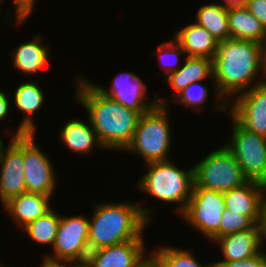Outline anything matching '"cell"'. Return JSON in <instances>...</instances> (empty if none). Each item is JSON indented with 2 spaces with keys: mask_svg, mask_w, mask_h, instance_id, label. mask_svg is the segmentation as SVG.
I'll use <instances>...</instances> for the list:
<instances>
[{
  "mask_svg": "<svg viewBox=\"0 0 266 267\" xmlns=\"http://www.w3.org/2000/svg\"><path fill=\"white\" fill-rule=\"evenodd\" d=\"M213 79L228 104L237 95L266 82L265 46L233 38L219 42L213 58Z\"/></svg>",
  "mask_w": 266,
  "mask_h": 267,
  "instance_id": "obj_1",
  "label": "cell"
},
{
  "mask_svg": "<svg viewBox=\"0 0 266 267\" xmlns=\"http://www.w3.org/2000/svg\"><path fill=\"white\" fill-rule=\"evenodd\" d=\"M75 101L83 106L88 120L105 150L124 152L131 144L142 114L103 95L85 76L75 73Z\"/></svg>",
  "mask_w": 266,
  "mask_h": 267,
  "instance_id": "obj_2",
  "label": "cell"
},
{
  "mask_svg": "<svg viewBox=\"0 0 266 267\" xmlns=\"http://www.w3.org/2000/svg\"><path fill=\"white\" fill-rule=\"evenodd\" d=\"M92 206L89 219L90 252L126 241L145 240L144 230L154 221L153 212L156 210L139 201L125 200L113 203L100 201Z\"/></svg>",
  "mask_w": 266,
  "mask_h": 267,
  "instance_id": "obj_3",
  "label": "cell"
},
{
  "mask_svg": "<svg viewBox=\"0 0 266 267\" xmlns=\"http://www.w3.org/2000/svg\"><path fill=\"white\" fill-rule=\"evenodd\" d=\"M171 160L145 164L147 171L137 180L136 187L162 204H177L174 213L180 215L192 195L194 168L177 166Z\"/></svg>",
  "mask_w": 266,
  "mask_h": 267,
  "instance_id": "obj_4",
  "label": "cell"
},
{
  "mask_svg": "<svg viewBox=\"0 0 266 267\" xmlns=\"http://www.w3.org/2000/svg\"><path fill=\"white\" fill-rule=\"evenodd\" d=\"M167 100L157 95L158 105L141 115L132 142L124 151L139 155L144 164L171 159L173 132Z\"/></svg>",
  "mask_w": 266,
  "mask_h": 267,
  "instance_id": "obj_5",
  "label": "cell"
},
{
  "mask_svg": "<svg viewBox=\"0 0 266 267\" xmlns=\"http://www.w3.org/2000/svg\"><path fill=\"white\" fill-rule=\"evenodd\" d=\"M194 184L209 190L225 192L246 184L249 179L233 154L223 144L193 165Z\"/></svg>",
  "mask_w": 266,
  "mask_h": 267,
  "instance_id": "obj_6",
  "label": "cell"
},
{
  "mask_svg": "<svg viewBox=\"0 0 266 267\" xmlns=\"http://www.w3.org/2000/svg\"><path fill=\"white\" fill-rule=\"evenodd\" d=\"M50 254L43 259L52 263H70L83 267L86 264L89 249V219L86 215L60 216L55 242Z\"/></svg>",
  "mask_w": 266,
  "mask_h": 267,
  "instance_id": "obj_7",
  "label": "cell"
},
{
  "mask_svg": "<svg viewBox=\"0 0 266 267\" xmlns=\"http://www.w3.org/2000/svg\"><path fill=\"white\" fill-rule=\"evenodd\" d=\"M225 208L223 192L194 184L187 207L180 216L185 224L201 232L210 243H214L220 238V222Z\"/></svg>",
  "mask_w": 266,
  "mask_h": 267,
  "instance_id": "obj_8",
  "label": "cell"
},
{
  "mask_svg": "<svg viewBox=\"0 0 266 267\" xmlns=\"http://www.w3.org/2000/svg\"><path fill=\"white\" fill-rule=\"evenodd\" d=\"M230 119L232 129L225 147L249 180L266 184V137L247 131L231 115Z\"/></svg>",
  "mask_w": 266,
  "mask_h": 267,
  "instance_id": "obj_9",
  "label": "cell"
},
{
  "mask_svg": "<svg viewBox=\"0 0 266 267\" xmlns=\"http://www.w3.org/2000/svg\"><path fill=\"white\" fill-rule=\"evenodd\" d=\"M36 134L24 135V179L26 192L53 197L57 189V170L51 157L36 142Z\"/></svg>",
  "mask_w": 266,
  "mask_h": 267,
  "instance_id": "obj_10",
  "label": "cell"
},
{
  "mask_svg": "<svg viewBox=\"0 0 266 267\" xmlns=\"http://www.w3.org/2000/svg\"><path fill=\"white\" fill-rule=\"evenodd\" d=\"M103 95L137 112H148L158 105L157 96L148 99V85L131 71L117 73L109 89L90 81Z\"/></svg>",
  "mask_w": 266,
  "mask_h": 267,
  "instance_id": "obj_11",
  "label": "cell"
},
{
  "mask_svg": "<svg viewBox=\"0 0 266 267\" xmlns=\"http://www.w3.org/2000/svg\"><path fill=\"white\" fill-rule=\"evenodd\" d=\"M24 135L12 137L0 148V202L26 192L24 179Z\"/></svg>",
  "mask_w": 266,
  "mask_h": 267,
  "instance_id": "obj_12",
  "label": "cell"
},
{
  "mask_svg": "<svg viewBox=\"0 0 266 267\" xmlns=\"http://www.w3.org/2000/svg\"><path fill=\"white\" fill-rule=\"evenodd\" d=\"M228 111L247 131L266 137V82L237 95Z\"/></svg>",
  "mask_w": 266,
  "mask_h": 267,
  "instance_id": "obj_13",
  "label": "cell"
},
{
  "mask_svg": "<svg viewBox=\"0 0 266 267\" xmlns=\"http://www.w3.org/2000/svg\"><path fill=\"white\" fill-rule=\"evenodd\" d=\"M164 82L167 81L169 87L173 90L171 93L172 101L183 89L197 81H205L206 79H210L211 83L213 81V90L214 94V104L212 107L216 112H228V103L219 95L216 90V86L214 84L213 79V59L207 57H185L183 59V63H181V67L169 74ZM216 100V101H215Z\"/></svg>",
  "mask_w": 266,
  "mask_h": 267,
  "instance_id": "obj_14",
  "label": "cell"
},
{
  "mask_svg": "<svg viewBox=\"0 0 266 267\" xmlns=\"http://www.w3.org/2000/svg\"><path fill=\"white\" fill-rule=\"evenodd\" d=\"M145 240H132L91 251L83 267H139L148 257Z\"/></svg>",
  "mask_w": 266,
  "mask_h": 267,
  "instance_id": "obj_15",
  "label": "cell"
},
{
  "mask_svg": "<svg viewBox=\"0 0 266 267\" xmlns=\"http://www.w3.org/2000/svg\"><path fill=\"white\" fill-rule=\"evenodd\" d=\"M13 96H11L12 106H15L18 111L24 113L21 122L18 124L16 130L13 131L11 137L22 136L25 134H36V121L34 116L39 112L45 103L46 95L42 86L36 80H24L15 87Z\"/></svg>",
  "mask_w": 266,
  "mask_h": 267,
  "instance_id": "obj_16",
  "label": "cell"
},
{
  "mask_svg": "<svg viewBox=\"0 0 266 267\" xmlns=\"http://www.w3.org/2000/svg\"><path fill=\"white\" fill-rule=\"evenodd\" d=\"M44 41L41 34H35L29 41L18 44L10 52L12 68L26 76V79L38 75L52 58L49 54L50 43L46 44Z\"/></svg>",
  "mask_w": 266,
  "mask_h": 267,
  "instance_id": "obj_17",
  "label": "cell"
},
{
  "mask_svg": "<svg viewBox=\"0 0 266 267\" xmlns=\"http://www.w3.org/2000/svg\"><path fill=\"white\" fill-rule=\"evenodd\" d=\"M213 244L219 247L222 259L215 262H231L250 258L259 253L263 246L258 224L253 228L238 231L218 238Z\"/></svg>",
  "mask_w": 266,
  "mask_h": 267,
  "instance_id": "obj_18",
  "label": "cell"
},
{
  "mask_svg": "<svg viewBox=\"0 0 266 267\" xmlns=\"http://www.w3.org/2000/svg\"><path fill=\"white\" fill-rule=\"evenodd\" d=\"M52 197L38 193H22L3 204L4 210L19 229L46 214L54 206Z\"/></svg>",
  "mask_w": 266,
  "mask_h": 267,
  "instance_id": "obj_19",
  "label": "cell"
},
{
  "mask_svg": "<svg viewBox=\"0 0 266 267\" xmlns=\"http://www.w3.org/2000/svg\"><path fill=\"white\" fill-rule=\"evenodd\" d=\"M84 121L78 117L68 119L59 131V142L61 140L70 152L78 154L79 157L97 149L105 151L90 121Z\"/></svg>",
  "mask_w": 266,
  "mask_h": 267,
  "instance_id": "obj_20",
  "label": "cell"
},
{
  "mask_svg": "<svg viewBox=\"0 0 266 267\" xmlns=\"http://www.w3.org/2000/svg\"><path fill=\"white\" fill-rule=\"evenodd\" d=\"M265 184L249 180L243 186L223 192L227 209L249 216L256 224L260 219V201Z\"/></svg>",
  "mask_w": 266,
  "mask_h": 267,
  "instance_id": "obj_21",
  "label": "cell"
},
{
  "mask_svg": "<svg viewBox=\"0 0 266 267\" xmlns=\"http://www.w3.org/2000/svg\"><path fill=\"white\" fill-rule=\"evenodd\" d=\"M183 48L187 57H207L216 55L217 41L204 27L190 22L176 30L172 36Z\"/></svg>",
  "mask_w": 266,
  "mask_h": 267,
  "instance_id": "obj_22",
  "label": "cell"
},
{
  "mask_svg": "<svg viewBox=\"0 0 266 267\" xmlns=\"http://www.w3.org/2000/svg\"><path fill=\"white\" fill-rule=\"evenodd\" d=\"M230 38L266 46V28L245 6L228 8Z\"/></svg>",
  "mask_w": 266,
  "mask_h": 267,
  "instance_id": "obj_23",
  "label": "cell"
},
{
  "mask_svg": "<svg viewBox=\"0 0 266 267\" xmlns=\"http://www.w3.org/2000/svg\"><path fill=\"white\" fill-rule=\"evenodd\" d=\"M196 24L204 27L217 41L230 38L228 8L216 3L201 5L195 14Z\"/></svg>",
  "mask_w": 266,
  "mask_h": 267,
  "instance_id": "obj_24",
  "label": "cell"
},
{
  "mask_svg": "<svg viewBox=\"0 0 266 267\" xmlns=\"http://www.w3.org/2000/svg\"><path fill=\"white\" fill-rule=\"evenodd\" d=\"M60 216L61 214L56 211V208H52L46 214L29 223L20 230L27 233L29 238L36 242L37 245L43 244V246L47 245L52 248L57 235Z\"/></svg>",
  "mask_w": 266,
  "mask_h": 267,
  "instance_id": "obj_25",
  "label": "cell"
},
{
  "mask_svg": "<svg viewBox=\"0 0 266 267\" xmlns=\"http://www.w3.org/2000/svg\"><path fill=\"white\" fill-rule=\"evenodd\" d=\"M163 267H215V262L200 263L191 249L174 247L171 245H160L150 252Z\"/></svg>",
  "mask_w": 266,
  "mask_h": 267,
  "instance_id": "obj_26",
  "label": "cell"
},
{
  "mask_svg": "<svg viewBox=\"0 0 266 267\" xmlns=\"http://www.w3.org/2000/svg\"><path fill=\"white\" fill-rule=\"evenodd\" d=\"M156 49L157 52H152L151 55L158 57L157 61L164 70L165 78L174 71H177L181 67L180 63L183 57H187L182 46L174 38L160 43Z\"/></svg>",
  "mask_w": 266,
  "mask_h": 267,
  "instance_id": "obj_27",
  "label": "cell"
},
{
  "mask_svg": "<svg viewBox=\"0 0 266 267\" xmlns=\"http://www.w3.org/2000/svg\"><path fill=\"white\" fill-rule=\"evenodd\" d=\"M210 89L208 86L204 85L202 81L193 82L185 89H183L171 103H178L182 108L191 109L195 112H203L204 106H207V100L210 99ZM189 108V109H188ZM193 108V109H192ZM203 110V111H201Z\"/></svg>",
  "mask_w": 266,
  "mask_h": 267,
  "instance_id": "obj_28",
  "label": "cell"
},
{
  "mask_svg": "<svg viewBox=\"0 0 266 267\" xmlns=\"http://www.w3.org/2000/svg\"><path fill=\"white\" fill-rule=\"evenodd\" d=\"M255 225L256 223L249 216L231 212L225 208L220 222V238L238 231L251 229Z\"/></svg>",
  "mask_w": 266,
  "mask_h": 267,
  "instance_id": "obj_29",
  "label": "cell"
},
{
  "mask_svg": "<svg viewBox=\"0 0 266 267\" xmlns=\"http://www.w3.org/2000/svg\"><path fill=\"white\" fill-rule=\"evenodd\" d=\"M14 8V17L12 13H7L3 17V22H13V26H20L28 20L32 13L34 12V7L37 3V0H12ZM12 20V21H11Z\"/></svg>",
  "mask_w": 266,
  "mask_h": 267,
  "instance_id": "obj_30",
  "label": "cell"
},
{
  "mask_svg": "<svg viewBox=\"0 0 266 267\" xmlns=\"http://www.w3.org/2000/svg\"><path fill=\"white\" fill-rule=\"evenodd\" d=\"M215 267H266V248L256 255L237 261L215 262Z\"/></svg>",
  "mask_w": 266,
  "mask_h": 267,
  "instance_id": "obj_31",
  "label": "cell"
},
{
  "mask_svg": "<svg viewBox=\"0 0 266 267\" xmlns=\"http://www.w3.org/2000/svg\"><path fill=\"white\" fill-rule=\"evenodd\" d=\"M245 7L266 28V0H248Z\"/></svg>",
  "mask_w": 266,
  "mask_h": 267,
  "instance_id": "obj_32",
  "label": "cell"
},
{
  "mask_svg": "<svg viewBox=\"0 0 266 267\" xmlns=\"http://www.w3.org/2000/svg\"><path fill=\"white\" fill-rule=\"evenodd\" d=\"M263 243H266V184L260 201V219L258 223Z\"/></svg>",
  "mask_w": 266,
  "mask_h": 267,
  "instance_id": "obj_33",
  "label": "cell"
},
{
  "mask_svg": "<svg viewBox=\"0 0 266 267\" xmlns=\"http://www.w3.org/2000/svg\"><path fill=\"white\" fill-rule=\"evenodd\" d=\"M9 93H6V90L0 89V121H4L9 116L10 110L12 109V101L10 99Z\"/></svg>",
  "mask_w": 266,
  "mask_h": 267,
  "instance_id": "obj_34",
  "label": "cell"
},
{
  "mask_svg": "<svg viewBox=\"0 0 266 267\" xmlns=\"http://www.w3.org/2000/svg\"><path fill=\"white\" fill-rule=\"evenodd\" d=\"M139 267H163L161 263L150 253Z\"/></svg>",
  "mask_w": 266,
  "mask_h": 267,
  "instance_id": "obj_35",
  "label": "cell"
},
{
  "mask_svg": "<svg viewBox=\"0 0 266 267\" xmlns=\"http://www.w3.org/2000/svg\"><path fill=\"white\" fill-rule=\"evenodd\" d=\"M248 0H223V3H219L220 5L231 8V7H242L247 4Z\"/></svg>",
  "mask_w": 266,
  "mask_h": 267,
  "instance_id": "obj_36",
  "label": "cell"
},
{
  "mask_svg": "<svg viewBox=\"0 0 266 267\" xmlns=\"http://www.w3.org/2000/svg\"><path fill=\"white\" fill-rule=\"evenodd\" d=\"M40 267H79V266L70 264V263H52V262L45 261L43 259L41 261Z\"/></svg>",
  "mask_w": 266,
  "mask_h": 267,
  "instance_id": "obj_37",
  "label": "cell"
},
{
  "mask_svg": "<svg viewBox=\"0 0 266 267\" xmlns=\"http://www.w3.org/2000/svg\"><path fill=\"white\" fill-rule=\"evenodd\" d=\"M2 134H0V148L5 144L3 137L1 136Z\"/></svg>",
  "mask_w": 266,
  "mask_h": 267,
  "instance_id": "obj_38",
  "label": "cell"
},
{
  "mask_svg": "<svg viewBox=\"0 0 266 267\" xmlns=\"http://www.w3.org/2000/svg\"><path fill=\"white\" fill-rule=\"evenodd\" d=\"M0 267H6L5 264L3 265V262H2L1 260H0ZM7 267H12V266H8V265H7Z\"/></svg>",
  "mask_w": 266,
  "mask_h": 267,
  "instance_id": "obj_39",
  "label": "cell"
}]
</instances>
